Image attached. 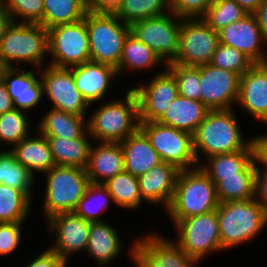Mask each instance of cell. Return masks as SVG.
Wrapping results in <instances>:
<instances>
[{
    "label": "cell",
    "instance_id": "cell-1",
    "mask_svg": "<svg viewBox=\"0 0 267 267\" xmlns=\"http://www.w3.org/2000/svg\"><path fill=\"white\" fill-rule=\"evenodd\" d=\"M209 110L193 134V149L198 165L200 151L206 158L241 150H255L253 138L244 140L235 110ZM246 141V142H245Z\"/></svg>",
    "mask_w": 267,
    "mask_h": 267
},
{
    "label": "cell",
    "instance_id": "cell-2",
    "mask_svg": "<svg viewBox=\"0 0 267 267\" xmlns=\"http://www.w3.org/2000/svg\"><path fill=\"white\" fill-rule=\"evenodd\" d=\"M218 206L216 185L198 166L180 171L166 211L175 224L180 219L216 210Z\"/></svg>",
    "mask_w": 267,
    "mask_h": 267
},
{
    "label": "cell",
    "instance_id": "cell-3",
    "mask_svg": "<svg viewBox=\"0 0 267 267\" xmlns=\"http://www.w3.org/2000/svg\"><path fill=\"white\" fill-rule=\"evenodd\" d=\"M216 210L223 250L250 242L267 226V214L256 198L219 203Z\"/></svg>",
    "mask_w": 267,
    "mask_h": 267
},
{
    "label": "cell",
    "instance_id": "cell-4",
    "mask_svg": "<svg viewBox=\"0 0 267 267\" xmlns=\"http://www.w3.org/2000/svg\"><path fill=\"white\" fill-rule=\"evenodd\" d=\"M87 121L91 138L100 142H121L140 128L138 100L128 89L125 99L106 102Z\"/></svg>",
    "mask_w": 267,
    "mask_h": 267
},
{
    "label": "cell",
    "instance_id": "cell-5",
    "mask_svg": "<svg viewBox=\"0 0 267 267\" xmlns=\"http://www.w3.org/2000/svg\"><path fill=\"white\" fill-rule=\"evenodd\" d=\"M48 53V30L37 23L13 22L0 40V68L16 67L12 62L40 69Z\"/></svg>",
    "mask_w": 267,
    "mask_h": 267
},
{
    "label": "cell",
    "instance_id": "cell-6",
    "mask_svg": "<svg viewBox=\"0 0 267 267\" xmlns=\"http://www.w3.org/2000/svg\"><path fill=\"white\" fill-rule=\"evenodd\" d=\"M85 21L89 38L90 61L117 68L124 41L130 33V25L122 22L114 13L87 11Z\"/></svg>",
    "mask_w": 267,
    "mask_h": 267
},
{
    "label": "cell",
    "instance_id": "cell-7",
    "mask_svg": "<svg viewBox=\"0 0 267 267\" xmlns=\"http://www.w3.org/2000/svg\"><path fill=\"white\" fill-rule=\"evenodd\" d=\"M45 174L47 182L42 211L46 220L55 214L74 212L90 184L86 169L55 165Z\"/></svg>",
    "mask_w": 267,
    "mask_h": 267
},
{
    "label": "cell",
    "instance_id": "cell-8",
    "mask_svg": "<svg viewBox=\"0 0 267 267\" xmlns=\"http://www.w3.org/2000/svg\"><path fill=\"white\" fill-rule=\"evenodd\" d=\"M174 226L175 243L191 258L201 261L206 254L223 251L217 210L180 219Z\"/></svg>",
    "mask_w": 267,
    "mask_h": 267
},
{
    "label": "cell",
    "instance_id": "cell-9",
    "mask_svg": "<svg viewBox=\"0 0 267 267\" xmlns=\"http://www.w3.org/2000/svg\"><path fill=\"white\" fill-rule=\"evenodd\" d=\"M48 54L51 66L71 68L90 61L85 17L77 22L48 29Z\"/></svg>",
    "mask_w": 267,
    "mask_h": 267
},
{
    "label": "cell",
    "instance_id": "cell-10",
    "mask_svg": "<svg viewBox=\"0 0 267 267\" xmlns=\"http://www.w3.org/2000/svg\"><path fill=\"white\" fill-rule=\"evenodd\" d=\"M140 129L149 138L162 162L172 164L179 170L198 167L191 133L158 122H140Z\"/></svg>",
    "mask_w": 267,
    "mask_h": 267
},
{
    "label": "cell",
    "instance_id": "cell-11",
    "mask_svg": "<svg viewBox=\"0 0 267 267\" xmlns=\"http://www.w3.org/2000/svg\"><path fill=\"white\" fill-rule=\"evenodd\" d=\"M181 20L170 11L132 23L130 33L150 47L166 66L176 59L179 52Z\"/></svg>",
    "mask_w": 267,
    "mask_h": 267
},
{
    "label": "cell",
    "instance_id": "cell-12",
    "mask_svg": "<svg viewBox=\"0 0 267 267\" xmlns=\"http://www.w3.org/2000/svg\"><path fill=\"white\" fill-rule=\"evenodd\" d=\"M218 44V32L202 18L182 19L179 52L172 63L195 67L209 64Z\"/></svg>",
    "mask_w": 267,
    "mask_h": 267
},
{
    "label": "cell",
    "instance_id": "cell-13",
    "mask_svg": "<svg viewBox=\"0 0 267 267\" xmlns=\"http://www.w3.org/2000/svg\"><path fill=\"white\" fill-rule=\"evenodd\" d=\"M132 242L129 249L136 267H196L200 261L187 255L174 241L156 233Z\"/></svg>",
    "mask_w": 267,
    "mask_h": 267
},
{
    "label": "cell",
    "instance_id": "cell-14",
    "mask_svg": "<svg viewBox=\"0 0 267 267\" xmlns=\"http://www.w3.org/2000/svg\"><path fill=\"white\" fill-rule=\"evenodd\" d=\"M43 93L52 102V107L67 113L86 117L88 102L77 89L71 68H59L48 65L40 68Z\"/></svg>",
    "mask_w": 267,
    "mask_h": 267
},
{
    "label": "cell",
    "instance_id": "cell-15",
    "mask_svg": "<svg viewBox=\"0 0 267 267\" xmlns=\"http://www.w3.org/2000/svg\"><path fill=\"white\" fill-rule=\"evenodd\" d=\"M240 76L210 63L200 66L201 102L209 110L232 109L239 95Z\"/></svg>",
    "mask_w": 267,
    "mask_h": 267
},
{
    "label": "cell",
    "instance_id": "cell-16",
    "mask_svg": "<svg viewBox=\"0 0 267 267\" xmlns=\"http://www.w3.org/2000/svg\"><path fill=\"white\" fill-rule=\"evenodd\" d=\"M131 89L138 100L140 122H157L179 95L177 82L168 69L156 74L147 85Z\"/></svg>",
    "mask_w": 267,
    "mask_h": 267
},
{
    "label": "cell",
    "instance_id": "cell-17",
    "mask_svg": "<svg viewBox=\"0 0 267 267\" xmlns=\"http://www.w3.org/2000/svg\"><path fill=\"white\" fill-rule=\"evenodd\" d=\"M46 222L48 231L54 233L55 242L49 247L68 262L69 256L86 251L91 222L75 212L55 214Z\"/></svg>",
    "mask_w": 267,
    "mask_h": 267
},
{
    "label": "cell",
    "instance_id": "cell-18",
    "mask_svg": "<svg viewBox=\"0 0 267 267\" xmlns=\"http://www.w3.org/2000/svg\"><path fill=\"white\" fill-rule=\"evenodd\" d=\"M218 32L220 44L233 47L246 55L254 64H261L267 56L262 46L267 47L255 14L233 22Z\"/></svg>",
    "mask_w": 267,
    "mask_h": 267
},
{
    "label": "cell",
    "instance_id": "cell-19",
    "mask_svg": "<svg viewBox=\"0 0 267 267\" xmlns=\"http://www.w3.org/2000/svg\"><path fill=\"white\" fill-rule=\"evenodd\" d=\"M24 69L25 66L21 70L19 67H1L0 78L7 87L15 109L27 112L39 103L44 93L41 79L35 76L40 69L27 72Z\"/></svg>",
    "mask_w": 267,
    "mask_h": 267
},
{
    "label": "cell",
    "instance_id": "cell-20",
    "mask_svg": "<svg viewBox=\"0 0 267 267\" xmlns=\"http://www.w3.org/2000/svg\"><path fill=\"white\" fill-rule=\"evenodd\" d=\"M237 104L267 125V67L254 64L239 80Z\"/></svg>",
    "mask_w": 267,
    "mask_h": 267
},
{
    "label": "cell",
    "instance_id": "cell-21",
    "mask_svg": "<svg viewBox=\"0 0 267 267\" xmlns=\"http://www.w3.org/2000/svg\"><path fill=\"white\" fill-rule=\"evenodd\" d=\"M181 170L176 166L162 162L138 177L141 198L146 203L161 204L167 210L176 187Z\"/></svg>",
    "mask_w": 267,
    "mask_h": 267
},
{
    "label": "cell",
    "instance_id": "cell-22",
    "mask_svg": "<svg viewBox=\"0 0 267 267\" xmlns=\"http://www.w3.org/2000/svg\"><path fill=\"white\" fill-rule=\"evenodd\" d=\"M72 73L77 89L89 105L104 98L110 82L118 77L116 68L92 61L72 67Z\"/></svg>",
    "mask_w": 267,
    "mask_h": 267
},
{
    "label": "cell",
    "instance_id": "cell-23",
    "mask_svg": "<svg viewBox=\"0 0 267 267\" xmlns=\"http://www.w3.org/2000/svg\"><path fill=\"white\" fill-rule=\"evenodd\" d=\"M95 147V148H94ZM90 183L104 184L124 171V153L120 142H101L92 146L86 168Z\"/></svg>",
    "mask_w": 267,
    "mask_h": 267
},
{
    "label": "cell",
    "instance_id": "cell-24",
    "mask_svg": "<svg viewBox=\"0 0 267 267\" xmlns=\"http://www.w3.org/2000/svg\"><path fill=\"white\" fill-rule=\"evenodd\" d=\"M120 143L124 153V171L136 177L162 163L158 152L140 128Z\"/></svg>",
    "mask_w": 267,
    "mask_h": 267
},
{
    "label": "cell",
    "instance_id": "cell-25",
    "mask_svg": "<svg viewBox=\"0 0 267 267\" xmlns=\"http://www.w3.org/2000/svg\"><path fill=\"white\" fill-rule=\"evenodd\" d=\"M208 111L201 101L178 95L157 122L193 135Z\"/></svg>",
    "mask_w": 267,
    "mask_h": 267
},
{
    "label": "cell",
    "instance_id": "cell-26",
    "mask_svg": "<svg viewBox=\"0 0 267 267\" xmlns=\"http://www.w3.org/2000/svg\"><path fill=\"white\" fill-rule=\"evenodd\" d=\"M37 134L34 138L30 134L9 150L33 175L35 171L44 174L55 166L46 136Z\"/></svg>",
    "mask_w": 267,
    "mask_h": 267
},
{
    "label": "cell",
    "instance_id": "cell-27",
    "mask_svg": "<svg viewBox=\"0 0 267 267\" xmlns=\"http://www.w3.org/2000/svg\"><path fill=\"white\" fill-rule=\"evenodd\" d=\"M116 229L106 221L91 222L86 253L97 260L99 265L107 266L118 257L122 247Z\"/></svg>",
    "mask_w": 267,
    "mask_h": 267
},
{
    "label": "cell",
    "instance_id": "cell-28",
    "mask_svg": "<svg viewBox=\"0 0 267 267\" xmlns=\"http://www.w3.org/2000/svg\"><path fill=\"white\" fill-rule=\"evenodd\" d=\"M88 130L79 138L46 137L56 166L86 169L91 145Z\"/></svg>",
    "mask_w": 267,
    "mask_h": 267
},
{
    "label": "cell",
    "instance_id": "cell-29",
    "mask_svg": "<svg viewBox=\"0 0 267 267\" xmlns=\"http://www.w3.org/2000/svg\"><path fill=\"white\" fill-rule=\"evenodd\" d=\"M254 157L238 176L223 177L216 184V194L219 203L229 201H244L256 198V167Z\"/></svg>",
    "mask_w": 267,
    "mask_h": 267
},
{
    "label": "cell",
    "instance_id": "cell-30",
    "mask_svg": "<svg viewBox=\"0 0 267 267\" xmlns=\"http://www.w3.org/2000/svg\"><path fill=\"white\" fill-rule=\"evenodd\" d=\"M85 119V116L50 108L46 115L42 116V120L39 121L37 132L46 137L79 138L88 130Z\"/></svg>",
    "mask_w": 267,
    "mask_h": 267
},
{
    "label": "cell",
    "instance_id": "cell-31",
    "mask_svg": "<svg viewBox=\"0 0 267 267\" xmlns=\"http://www.w3.org/2000/svg\"><path fill=\"white\" fill-rule=\"evenodd\" d=\"M255 157V150H241L207 157L199 164L202 171L215 183L223 177L238 176V173Z\"/></svg>",
    "mask_w": 267,
    "mask_h": 267
},
{
    "label": "cell",
    "instance_id": "cell-32",
    "mask_svg": "<svg viewBox=\"0 0 267 267\" xmlns=\"http://www.w3.org/2000/svg\"><path fill=\"white\" fill-rule=\"evenodd\" d=\"M160 63L164 62L150 47L129 33L124 41L121 59L116 70L119 76L125 69L130 71L148 70Z\"/></svg>",
    "mask_w": 267,
    "mask_h": 267
},
{
    "label": "cell",
    "instance_id": "cell-33",
    "mask_svg": "<svg viewBox=\"0 0 267 267\" xmlns=\"http://www.w3.org/2000/svg\"><path fill=\"white\" fill-rule=\"evenodd\" d=\"M44 14L39 23L45 29L77 22L85 17L86 0H43Z\"/></svg>",
    "mask_w": 267,
    "mask_h": 267
},
{
    "label": "cell",
    "instance_id": "cell-34",
    "mask_svg": "<svg viewBox=\"0 0 267 267\" xmlns=\"http://www.w3.org/2000/svg\"><path fill=\"white\" fill-rule=\"evenodd\" d=\"M112 200L119 207L129 210L138 209L143 203L138 182V177L123 171L110 178L103 184Z\"/></svg>",
    "mask_w": 267,
    "mask_h": 267
},
{
    "label": "cell",
    "instance_id": "cell-35",
    "mask_svg": "<svg viewBox=\"0 0 267 267\" xmlns=\"http://www.w3.org/2000/svg\"><path fill=\"white\" fill-rule=\"evenodd\" d=\"M34 177L9 150L0 152V184L18 189L32 199Z\"/></svg>",
    "mask_w": 267,
    "mask_h": 267
},
{
    "label": "cell",
    "instance_id": "cell-36",
    "mask_svg": "<svg viewBox=\"0 0 267 267\" xmlns=\"http://www.w3.org/2000/svg\"><path fill=\"white\" fill-rule=\"evenodd\" d=\"M31 201L22 191L0 184V223L25 222Z\"/></svg>",
    "mask_w": 267,
    "mask_h": 267
},
{
    "label": "cell",
    "instance_id": "cell-37",
    "mask_svg": "<svg viewBox=\"0 0 267 267\" xmlns=\"http://www.w3.org/2000/svg\"><path fill=\"white\" fill-rule=\"evenodd\" d=\"M170 12V0H123L114 13L122 22L131 25L137 21Z\"/></svg>",
    "mask_w": 267,
    "mask_h": 267
},
{
    "label": "cell",
    "instance_id": "cell-38",
    "mask_svg": "<svg viewBox=\"0 0 267 267\" xmlns=\"http://www.w3.org/2000/svg\"><path fill=\"white\" fill-rule=\"evenodd\" d=\"M110 201H113L112 196L103 184L90 183L74 212L89 222H102L101 213Z\"/></svg>",
    "mask_w": 267,
    "mask_h": 267
},
{
    "label": "cell",
    "instance_id": "cell-39",
    "mask_svg": "<svg viewBox=\"0 0 267 267\" xmlns=\"http://www.w3.org/2000/svg\"><path fill=\"white\" fill-rule=\"evenodd\" d=\"M28 112L13 109L0 114V144H11V147L29 136L30 121Z\"/></svg>",
    "mask_w": 267,
    "mask_h": 267
},
{
    "label": "cell",
    "instance_id": "cell-40",
    "mask_svg": "<svg viewBox=\"0 0 267 267\" xmlns=\"http://www.w3.org/2000/svg\"><path fill=\"white\" fill-rule=\"evenodd\" d=\"M248 13L233 0H215L202 18L212 29L219 31L243 19Z\"/></svg>",
    "mask_w": 267,
    "mask_h": 267
},
{
    "label": "cell",
    "instance_id": "cell-41",
    "mask_svg": "<svg viewBox=\"0 0 267 267\" xmlns=\"http://www.w3.org/2000/svg\"><path fill=\"white\" fill-rule=\"evenodd\" d=\"M166 68L174 75L179 95L201 101L200 66H184L169 63Z\"/></svg>",
    "mask_w": 267,
    "mask_h": 267
},
{
    "label": "cell",
    "instance_id": "cell-42",
    "mask_svg": "<svg viewBox=\"0 0 267 267\" xmlns=\"http://www.w3.org/2000/svg\"><path fill=\"white\" fill-rule=\"evenodd\" d=\"M210 64L220 69L237 73L240 77L254 65L241 51L220 43L213 54Z\"/></svg>",
    "mask_w": 267,
    "mask_h": 267
},
{
    "label": "cell",
    "instance_id": "cell-43",
    "mask_svg": "<svg viewBox=\"0 0 267 267\" xmlns=\"http://www.w3.org/2000/svg\"><path fill=\"white\" fill-rule=\"evenodd\" d=\"M3 7L12 15L13 21L21 18L19 23H37L43 19V0H0Z\"/></svg>",
    "mask_w": 267,
    "mask_h": 267
},
{
    "label": "cell",
    "instance_id": "cell-44",
    "mask_svg": "<svg viewBox=\"0 0 267 267\" xmlns=\"http://www.w3.org/2000/svg\"><path fill=\"white\" fill-rule=\"evenodd\" d=\"M215 0H170V11L181 19L203 18Z\"/></svg>",
    "mask_w": 267,
    "mask_h": 267
},
{
    "label": "cell",
    "instance_id": "cell-45",
    "mask_svg": "<svg viewBox=\"0 0 267 267\" xmlns=\"http://www.w3.org/2000/svg\"><path fill=\"white\" fill-rule=\"evenodd\" d=\"M24 222L0 223V256L12 254L21 241V228Z\"/></svg>",
    "mask_w": 267,
    "mask_h": 267
},
{
    "label": "cell",
    "instance_id": "cell-46",
    "mask_svg": "<svg viewBox=\"0 0 267 267\" xmlns=\"http://www.w3.org/2000/svg\"><path fill=\"white\" fill-rule=\"evenodd\" d=\"M67 261L47 248L26 267H67Z\"/></svg>",
    "mask_w": 267,
    "mask_h": 267
},
{
    "label": "cell",
    "instance_id": "cell-47",
    "mask_svg": "<svg viewBox=\"0 0 267 267\" xmlns=\"http://www.w3.org/2000/svg\"><path fill=\"white\" fill-rule=\"evenodd\" d=\"M123 0H86V8L94 13H115Z\"/></svg>",
    "mask_w": 267,
    "mask_h": 267
},
{
    "label": "cell",
    "instance_id": "cell-48",
    "mask_svg": "<svg viewBox=\"0 0 267 267\" xmlns=\"http://www.w3.org/2000/svg\"><path fill=\"white\" fill-rule=\"evenodd\" d=\"M262 170L259 165L256 167V200L263 206L267 214V169L262 168Z\"/></svg>",
    "mask_w": 267,
    "mask_h": 267
},
{
    "label": "cell",
    "instance_id": "cell-49",
    "mask_svg": "<svg viewBox=\"0 0 267 267\" xmlns=\"http://www.w3.org/2000/svg\"><path fill=\"white\" fill-rule=\"evenodd\" d=\"M253 143L255 146L257 164H263L261 166L267 169V135L253 137Z\"/></svg>",
    "mask_w": 267,
    "mask_h": 267
},
{
    "label": "cell",
    "instance_id": "cell-50",
    "mask_svg": "<svg viewBox=\"0 0 267 267\" xmlns=\"http://www.w3.org/2000/svg\"><path fill=\"white\" fill-rule=\"evenodd\" d=\"M15 109L13 100L8 94L5 83L0 78V114L9 112Z\"/></svg>",
    "mask_w": 267,
    "mask_h": 267
},
{
    "label": "cell",
    "instance_id": "cell-51",
    "mask_svg": "<svg viewBox=\"0 0 267 267\" xmlns=\"http://www.w3.org/2000/svg\"><path fill=\"white\" fill-rule=\"evenodd\" d=\"M262 36L267 43V0H262L257 12L255 13Z\"/></svg>",
    "mask_w": 267,
    "mask_h": 267
},
{
    "label": "cell",
    "instance_id": "cell-52",
    "mask_svg": "<svg viewBox=\"0 0 267 267\" xmlns=\"http://www.w3.org/2000/svg\"><path fill=\"white\" fill-rule=\"evenodd\" d=\"M13 22L12 15L0 3V40Z\"/></svg>",
    "mask_w": 267,
    "mask_h": 267
},
{
    "label": "cell",
    "instance_id": "cell-53",
    "mask_svg": "<svg viewBox=\"0 0 267 267\" xmlns=\"http://www.w3.org/2000/svg\"><path fill=\"white\" fill-rule=\"evenodd\" d=\"M242 7L248 14H255L262 3V0H233Z\"/></svg>",
    "mask_w": 267,
    "mask_h": 267
},
{
    "label": "cell",
    "instance_id": "cell-54",
    "mask_svg": "<svg viewBox=\"0 0 267 267\" xmlns=\"http://www.w3.org/2000/svg\"><path fill=\"white\" fill-rule=\"evenodd\" d=\"M263 64L267 67V56H266V58L264 59Z\"/></svg>",
    "mask_w": 267,
    "mask_h": 267
}]
</instances>
